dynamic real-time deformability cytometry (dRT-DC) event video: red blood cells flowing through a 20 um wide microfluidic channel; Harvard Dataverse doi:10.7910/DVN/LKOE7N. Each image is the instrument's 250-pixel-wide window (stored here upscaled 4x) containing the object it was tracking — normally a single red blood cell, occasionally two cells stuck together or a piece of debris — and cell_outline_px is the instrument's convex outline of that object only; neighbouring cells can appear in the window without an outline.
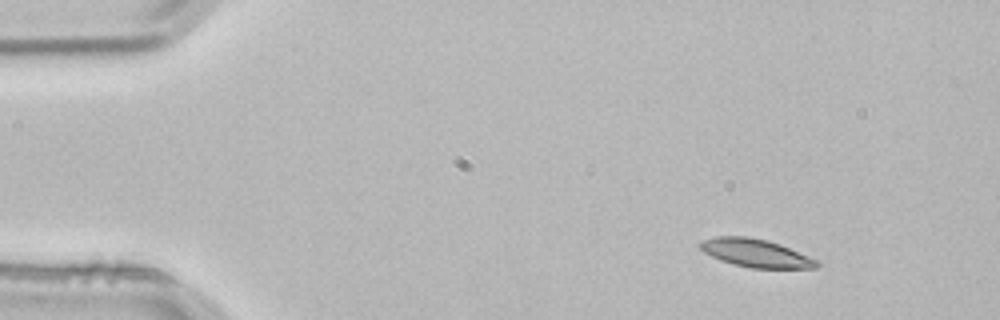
{"species": "common noctule bat (a hibernating species)", "species_latin": "Nyctalus noctula", "temperature_condition": "room temperature", "stored_images_in_passage": 3, "camera_frame_rate_fps": 3000, "um_per_image_px": 0.085, "animal": {"sex": "male", "body_mass_g": 21.5, "forearm_length_mm": 52.0}, "frame": {"image": 1, "passage_image": 1, "time_ms": 0.0, "image_size_px": [1000, 320], "cell_outline_px": [[820, 264], [816, 268], [752, 268], [732, 264], [720, 260], [704, 252], [696, 244], [700, 240], [716, 236], [748, 236], [768, 240], [780, 244], [820, 260]], "centroid_in_image_um": [64.23, 21.5], "position_along_channel_um": 20.8, "area_um2": 19.42}}
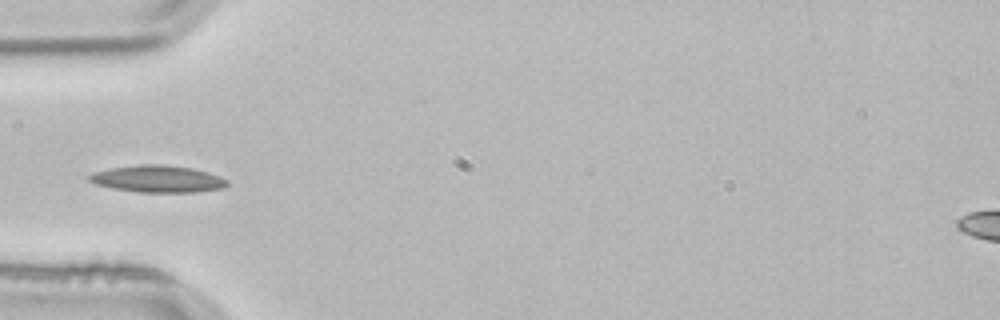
{"frame": {"image": 2, "passage_image": 3, "time_ms": 0.667, "image_size_px": [1000, 320], "cell_outline_px": [[228, 184], [224, 188], [196, 192], [140, 192], [112, 188], [96, 184], [88, 180], [88, 176], [96, 172], [112, 168], [140, 164], [160, 164], [192, 168], [220, 176], [228, 180]], "centroid_in_image_um": [13.44, 15.21], "position_along_channel_um": 71.6, "area_um2": 21.5}}